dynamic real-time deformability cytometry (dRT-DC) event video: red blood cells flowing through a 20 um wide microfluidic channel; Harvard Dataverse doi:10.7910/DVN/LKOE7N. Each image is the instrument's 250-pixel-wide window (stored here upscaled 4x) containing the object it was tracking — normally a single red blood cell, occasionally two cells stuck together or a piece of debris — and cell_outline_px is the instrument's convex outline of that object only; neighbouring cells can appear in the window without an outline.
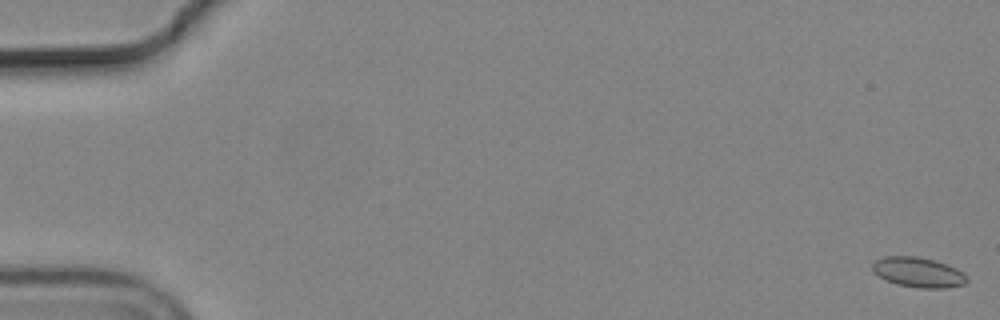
{"species": "common noctule bat (a hibernating species)", "species_latin": "Nyctalus noctula", "temperature_condition": "cold", "stored_images_in_passage": 56, "camera_frame_rate_fps": 3000, "um_per_image_px": 0.085, "animal": {"sex": "male", "body_mass_g": 19.2, "forearm_length_mm": 51.8}, "frame": {"image": 1, "passage_image": 1, "time_ms": 0.0, "image_size_px": [1000, 320], "cell_outline_px": [[968, 280], [964, 284], [948, 288], [920, 288], [896, 284], [880, 276], [872, 268], [872, 264], [876, 260], [884, 256], [916, 256], [936, 260], [948, 264], [964, 272], [968, 276]], "centroid_in_image_um": [78.12, 23.14], "position_along_channel_um": 6.9, "area_um2": 16.59}}
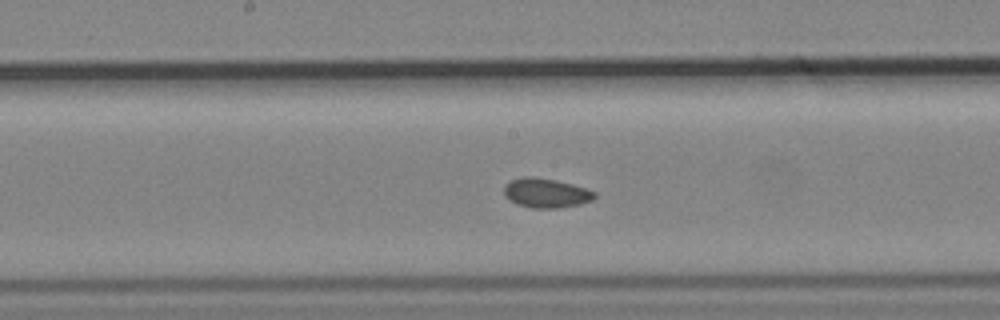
{"frame": {"image": 2, "passage_image": 30, "time_ms": 9.667, "image_size_px": [1000, 320], "cell_outline_px": [[596, 196], [592, 200], [580, 204], [560, 208], [532, 208], [516, 204], [504, 196], [504, 184], [512, 180], [524, 176], [532, 176], [556, 180], [588, 188], [596, 192]], "centroid_in_image_um": [46.42, 16.4], "position_along_channel_um": 201.8, "area_um2": 15.72}}
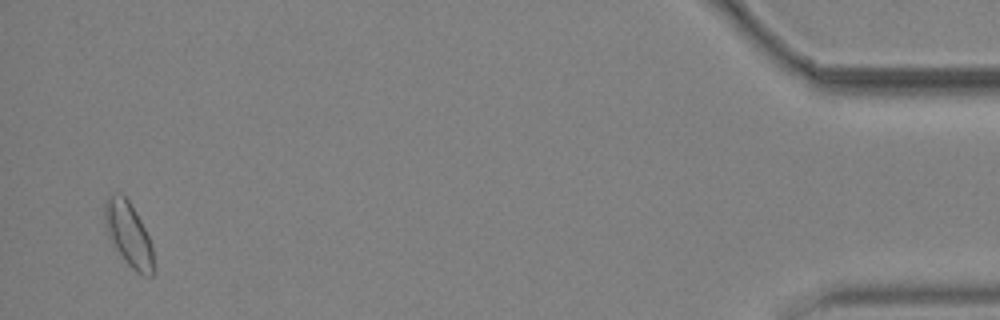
{"frame": {"image": 3, "passage_image": 55, "time_ms": 18.0, "image_size_px": [1000, 320], "cell_outline_px": [[152, 276], [144, 276], [136, 272], [124, 260], [108, 236], [104, 220], [104, 204], [108, 192], [120, 192], [128, 200], [140, 220], [148, 236], [152, 248]], "centroid_in_image_um": [10.87, 19.85], "position_along_channel_um": 424.3, "area_um2": 18.03}}